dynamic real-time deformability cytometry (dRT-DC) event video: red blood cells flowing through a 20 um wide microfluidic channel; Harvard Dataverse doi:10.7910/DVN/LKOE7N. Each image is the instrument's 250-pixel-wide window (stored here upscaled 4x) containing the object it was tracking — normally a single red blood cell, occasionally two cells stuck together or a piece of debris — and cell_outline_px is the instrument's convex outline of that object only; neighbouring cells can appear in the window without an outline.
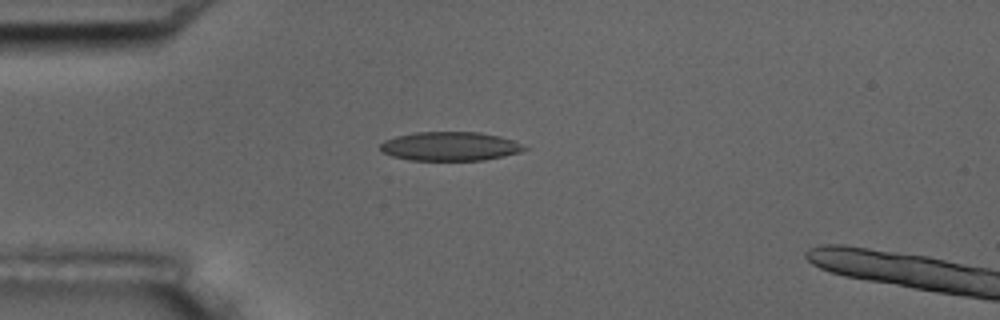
{"species": "common noctule bat (a hibernating species)", "species_latin": "Nyctalus noctula", "temperature_condition": "room temperature", "stored_images_in_passage": 6, "camera_frame_rate_fps": 3000, "um_per_image_px": 0.085, "animal": {"sex": "male", "body_mass_g": 17.5, "forearm_length_mm": 52.3}, "frame": {"image": 1, "passage_image": 5, "time_ms": 4.667, "image_size_px": [1000, 320], "cell_outline_px": [[528, 148], [520, 152], [504, 156], [484, 160], [408, 160], [392, 156], [380, 152], [380, 144], [384, 140], [396, 136], [416, 132], [480, 132], [500, 136], [512, 140]], "centroid_in_image_um": [38.21, 12.43], "position_along_channel_um": 46.8, "area_um2": 24.33}}